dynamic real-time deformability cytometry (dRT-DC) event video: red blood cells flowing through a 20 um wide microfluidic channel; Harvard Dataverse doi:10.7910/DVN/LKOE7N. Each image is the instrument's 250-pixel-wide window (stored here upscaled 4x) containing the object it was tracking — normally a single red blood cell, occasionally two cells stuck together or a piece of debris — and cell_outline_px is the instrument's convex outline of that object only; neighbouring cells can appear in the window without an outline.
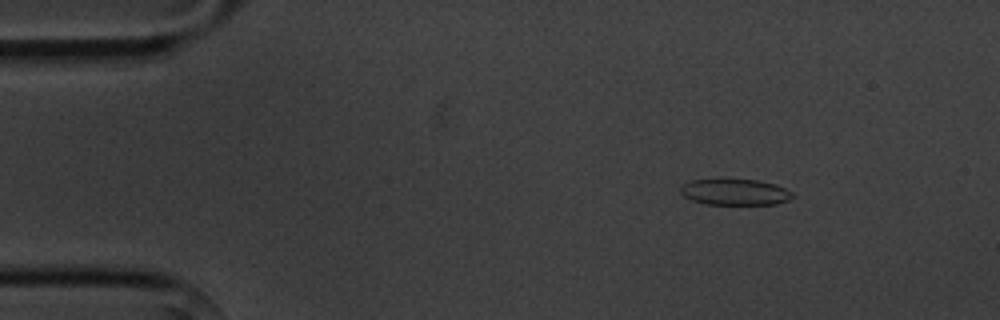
{"species": "common noctule bat (a hibernating species)", "species_latin": "Nyctalus noctula", "temperature_condition": "cold", "stored_images_in_passage": 10, "camera_frame_rate_fps": 3000, "um_per_image_px": 0.085, "animal": {"sex": "male", "body_mass_g": 20.1, "forearm_length_mm": 53.5}, "frame": {"image": 1, "passage_image": 2, "time_ms": 1.333, "image_size_px": [1000, 320], "cell_outline_px": [[796, 196], [788, 200], [776, 204], [704, 204], [692, 200], [684, 196], [680, 192], [680, 188], [684, 184], [692, 180], [756, 180], [776, 184], [792, 192]], "centroid_in_image_um": [62.5, 16.34], "position_along_channel_um": 22.5, "area_um2": 16.88}}
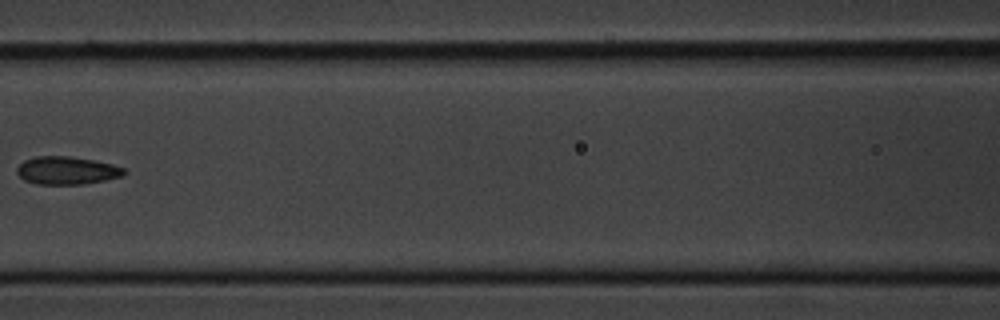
{"frame": {"image": 2, "passage_image": 6, "time_ms": 7.0, "image_size_px": [1000, 320], "cell_outline_px": [[124, 172], [120, 176], [104, 180], [84, 184], [36, 184], [24, 180], [16, 172], [16, 168], [24, 160], [36, 156], [68, 156], [92, 160], [112, 164], [124, 168]], "centroid_in_image_um": [5.62, 14.49], "position_along_channel_um": 161.0, "area_um2": 17.22}}
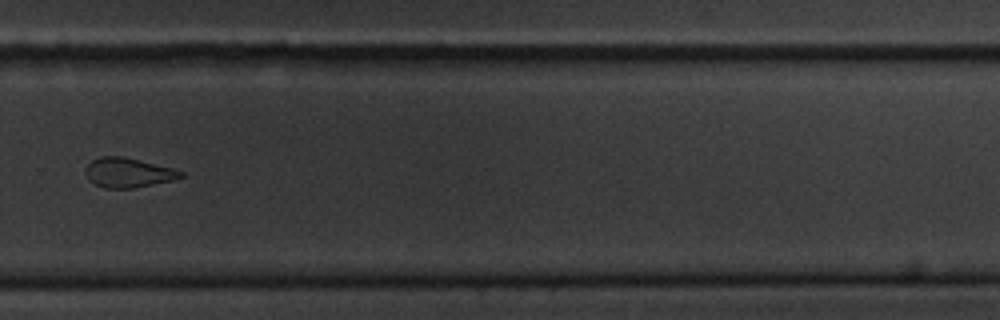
{"frame": {"image": 3, "passage_image": 10, "time_ms": 11.333, "image_size_px": [1000, 320], "cell_outline_px": [[184, 176], [172, 180], [136, 188], [104, 188], [88, 180], [84, 172], [84, 168], [92, 160], [100, 156], [124, 156], [172, 168], [184, 172]], "centroid_in_image_um": [10.86, 14.67], "position_along_channel_um": 318.9, "area_um2": 16.53}}